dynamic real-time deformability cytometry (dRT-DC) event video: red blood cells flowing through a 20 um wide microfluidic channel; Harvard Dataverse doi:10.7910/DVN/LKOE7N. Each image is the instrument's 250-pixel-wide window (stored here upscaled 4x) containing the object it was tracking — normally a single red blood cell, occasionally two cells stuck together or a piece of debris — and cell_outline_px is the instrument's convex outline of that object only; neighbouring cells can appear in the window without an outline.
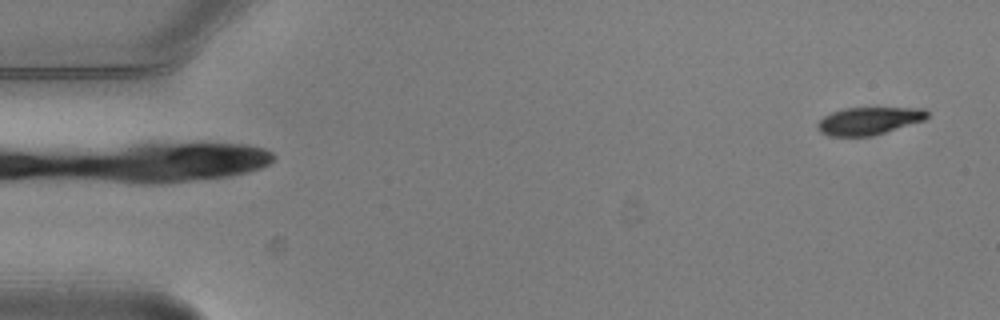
{"species": "common noctule bat (a hibernating species)", "species_latin": "Nyctalus noctula", "temperature_condition": "warm", "stored_images_in_passage": 2, "camera_frame_rate_fps": 3000, "um_per_image_px": 0.085, "animal": {"sex": "male", "body_mass_g": 20.5, "forearm_length_mm": 52.5}, "frame": {"image": 1, "passage_image": 2, "time_ms": 0.333, "image_size_px": [1000, 320], "cell_outline_px": [[928, 116], [924, 120], [872, 136], [828, 136], [820, 132], [816, 128], [816, 124], [824, 116], [832, 112], [844, 108], [924, 108], [928, 112]], "centroid_in_image_um": [73.82, 10.27], "position_along_channel_um": 11.2, "area_um2": 17.57}}